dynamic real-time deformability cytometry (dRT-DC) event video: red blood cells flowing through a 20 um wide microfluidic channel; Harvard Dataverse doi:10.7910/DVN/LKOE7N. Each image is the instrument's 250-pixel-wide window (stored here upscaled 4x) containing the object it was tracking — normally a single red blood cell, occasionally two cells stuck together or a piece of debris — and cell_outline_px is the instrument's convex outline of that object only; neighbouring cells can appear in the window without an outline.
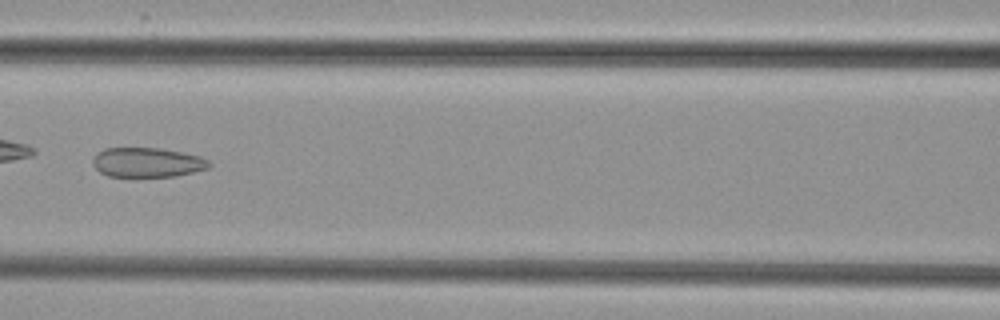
{"species": "common noctule bat (a hibernating species)", "species_latin": "Nyctalus noctula", "temperature_condition": "cold", "stored_images_in_passage": 6, "camera_frame_rate_fps": 3000, "um_per_image_px": 0.085, "animal": {"sex": "female", "body_mass_g": 29.2, "forearm_length_mm": 56.3}, "frame": {"image": 1, "passage_image": 6, "time_ms": 5.667, "image_size_px": [1000, 320], "cell_outline_px": [[212, 164], [208, 168], [176, 176], [108, 176], [100, 172], [92, 164], [92, 160], [96, 152], [104, 148], [160, 148], [184, 152], [200, 156], [208, 160]], "centroid_in_image_um": [12.51, 13.79], "position_along_channel_um": 154.1, "area_um2": 20.11}}